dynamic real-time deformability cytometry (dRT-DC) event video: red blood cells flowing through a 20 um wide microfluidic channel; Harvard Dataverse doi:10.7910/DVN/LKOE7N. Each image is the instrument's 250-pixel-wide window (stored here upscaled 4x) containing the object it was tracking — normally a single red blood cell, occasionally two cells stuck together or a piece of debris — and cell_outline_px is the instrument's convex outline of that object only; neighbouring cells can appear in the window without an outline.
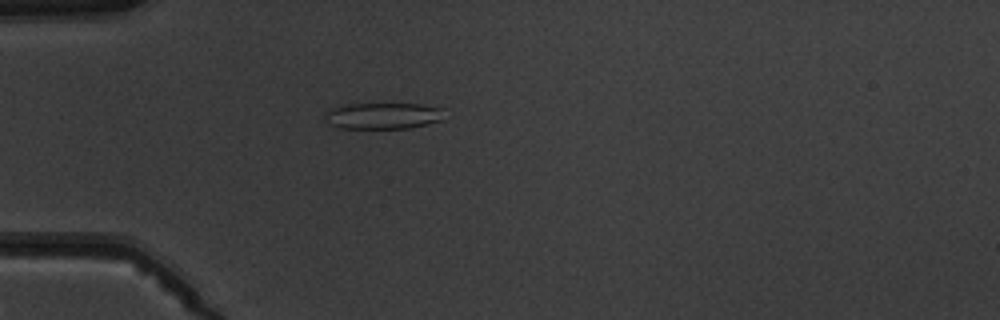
{"species": "common noctule bat (a hibernating species)", "species_latin": "Nyctalus noctula", "temperature_condition": "warm", "stored_images_in_passage": 4, "camera_frame_rate_fps": 3000, "um_per_image_px": 0.085, "animal": {"sex": "male", "body_mass_g": 19.5, "forearm_length_mm": 54.6}, "frame": {"image": 1, "passage_image": 4, "time_ms": 3.333, "image_size_px": [1000, 320], "cell_outline_px": [[444, 120], [408, 128], [340, 128], [332, 124], [324, 116], [324, 112], [328, 108], [344, 104], [420, 104], [444, 108]], "centroid_in_image_um": [32.57, 9.83], "position_along_channel_um": 52.4, "area_um2": 18.44}}